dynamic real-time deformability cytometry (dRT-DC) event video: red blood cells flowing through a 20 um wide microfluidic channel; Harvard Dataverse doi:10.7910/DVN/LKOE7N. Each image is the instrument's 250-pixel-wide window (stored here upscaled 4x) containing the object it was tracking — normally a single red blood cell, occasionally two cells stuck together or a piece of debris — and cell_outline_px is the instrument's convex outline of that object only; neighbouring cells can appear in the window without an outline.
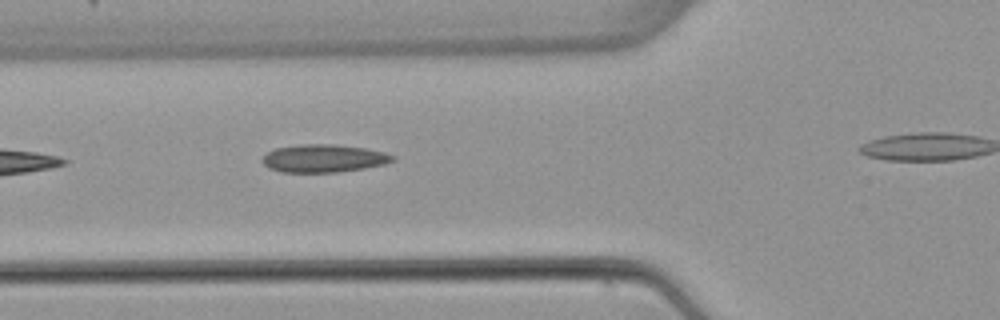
{"species": "common noctule bat (a hibernating species)", "species_latin": "Nyctalus noctula", "temperature_condition": "warm", "stored_images_in_passage": 3, "segment_of_instrument_passage": [1, 2], "camera_frame_rate_fps": 3000, "um_per_image_px": 0.085, "animal": {"sex": "female", "body_mass_g": 22.7, "forearm_length_mm": 54.2}, "frame": {"image": 1, "passage_image": 2, "time_ms": 1.333, "image_size_px": [1000, 320], "cell_outline_px": [[396, 160], [384, 164], [364, 168], [336, 172], [280, 172], [268, 168], [260, 160], [268, 152], [276, 148], [300, 144], [332, 144], [364, 148], [384, 152], [396, 156]], "centroid_in_image_um": [27.51, 13.46], "position_along_channel_um": 98.3, "area_um2": 21.15}}